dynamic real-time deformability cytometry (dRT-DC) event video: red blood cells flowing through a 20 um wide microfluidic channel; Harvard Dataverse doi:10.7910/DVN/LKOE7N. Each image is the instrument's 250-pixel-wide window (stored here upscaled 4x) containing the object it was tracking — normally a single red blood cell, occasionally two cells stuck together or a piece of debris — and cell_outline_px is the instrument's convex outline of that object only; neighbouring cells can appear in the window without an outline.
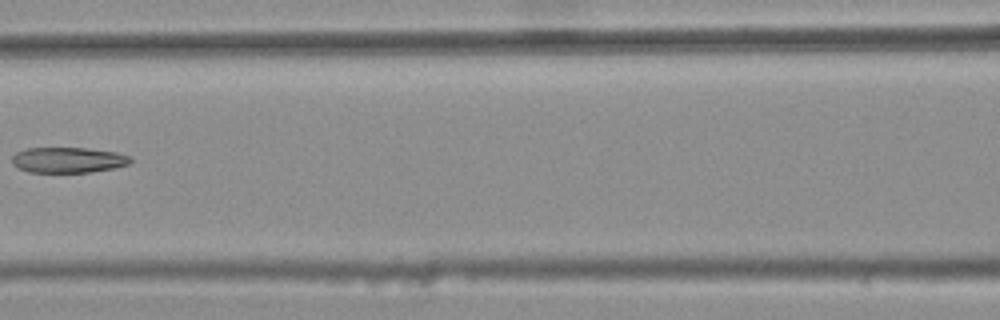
{"species": "common noctule bat (a hibernating species)", "species_latin": "Nyctalus noctula", "temperature_condition": "warm", "stored_images_in_passage": 7, "camera_frame_rate_fps": 3000, "um_per_image_px": 0.085, "animal": {"sex": "female", "body_mass_g": 25.1}, "frame": {"image": 1, "passage_image": 6, "time_ms": 1.667, "image_size_px": [1000, 320], "cell_outline_px": [[132, 160], [128, 164], [116, 168], [92, 172], [28, 172], [12, 164], [12, 156], [16, 152], [28, 148], [88, 148], [116, 152], [132, 156]], "centroid_in_image_um": [5.82, 13.6], "position_along_channel_um": 160.8, "area_um2": 17.74}}
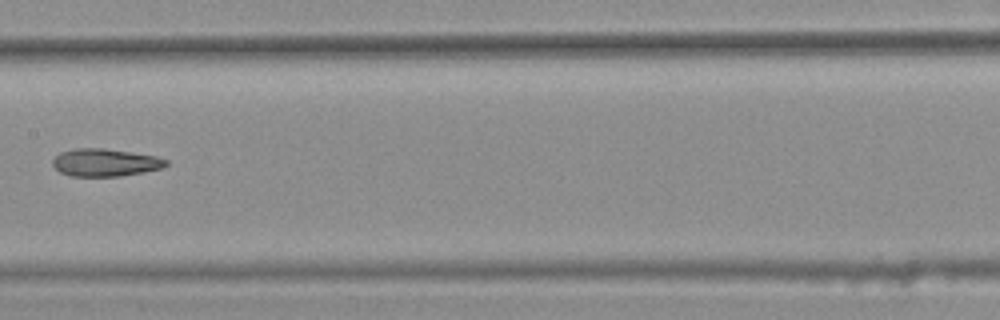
{"frame": {"image": 2, "passage_image": 7, "time_ms": 2.0, "image_size_px": [1000, 320], "cell_outline_px": [[168, 164], [160, 168], [120, 176], [72, 176], [60, 172], [52, 164], [52, 160], [60, 152], [76, 148], [104, 148], [156, 156], [168, 160]], "centroid_in_image_um": [8.91, 13.8], "position_along_channel_um": 198.5, "area_um2": 18.03}}